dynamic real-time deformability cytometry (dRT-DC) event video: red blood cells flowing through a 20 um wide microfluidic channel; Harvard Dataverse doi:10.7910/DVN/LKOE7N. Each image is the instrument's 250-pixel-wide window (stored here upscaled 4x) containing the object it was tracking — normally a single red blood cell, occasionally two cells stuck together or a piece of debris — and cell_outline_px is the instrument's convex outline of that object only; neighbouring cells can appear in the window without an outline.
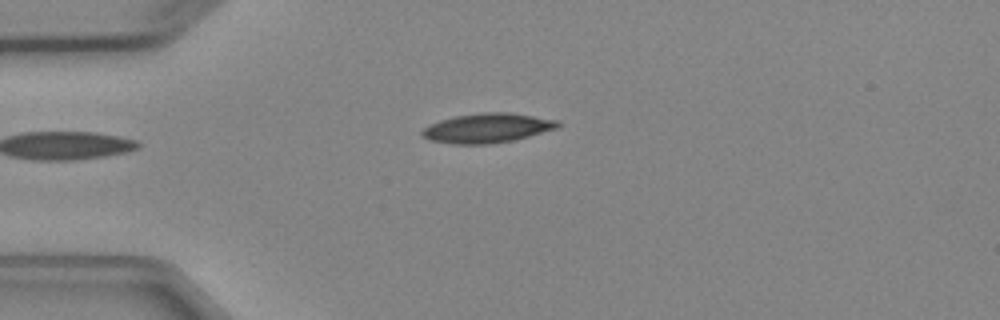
{"species": "Egyptian fruit bat (a non-hibernating species)", "species_latin": "Rousettus aegyptiacus", "temperature_condition": "cold", "stored_images_in_passage": 3, "camera_frame_rate_fps": 3000, "um_per_image_px": 0.085, "animal": {"sex": "female"}, "frame": {"image": 1, "passage_image": 3, "time_ms": 2.667, "image_size_px": [1000, 320], "cell_outline_px": [[560, 124], [556, 128], [528, 136], [512, 140], [488, 144], [452, 144], [432, 140], [424, 136], [420, 132], [424, 128], [440, 120], [456, 116], [484, 112], [508, 112], [556, 120]], "centroid_in_image_um": [41.4, 10.88], "position_along_channel_um": 43.6, "area_um2": 22.77}}